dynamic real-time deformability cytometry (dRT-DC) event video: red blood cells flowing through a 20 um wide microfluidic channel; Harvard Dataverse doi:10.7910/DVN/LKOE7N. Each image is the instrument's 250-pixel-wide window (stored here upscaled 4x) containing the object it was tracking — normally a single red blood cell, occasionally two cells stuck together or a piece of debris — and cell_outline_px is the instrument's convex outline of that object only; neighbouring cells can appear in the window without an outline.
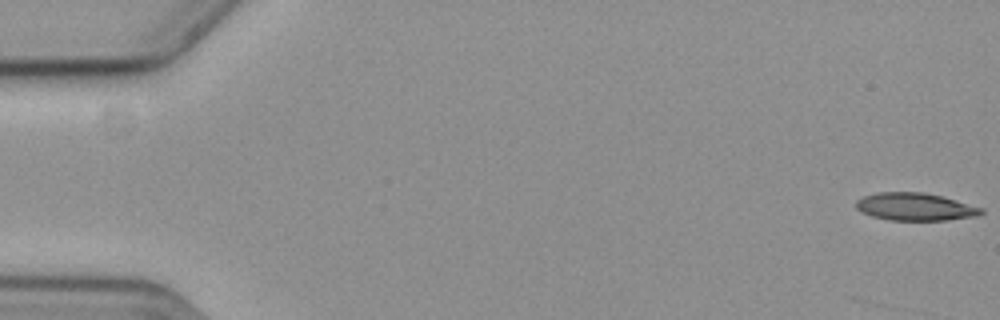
{"species": "common noctule bat (a hibernating species)", "species_latin": "Nyctalus noctula", "temperature_condition": "cold", "stored_images_in_passage": 15, "camera_frame_rate_fps": 3000, "um_per_image_px": 0.085, "animal": {"sex": "female", "body_mass_g": 19.3, "forearm_length_mm": 54.1}, "frame": {"image": 1, "passage_image": 1, "time_ms": 0.0, "image_size_px": [1000, 320], "cell_outline_px": [[984, 212], [980, 216], [948, 220], [888, 220], [872, 216], [860, 212], [856, 208], [856, 200], [864, 196], [880, 192], [924, 192], [940, 196], [984, 208]], "centroid_in_image_um": [77.8, 17.58], "position_along_channel_um": 7.2, "area_um2": 20.23}}